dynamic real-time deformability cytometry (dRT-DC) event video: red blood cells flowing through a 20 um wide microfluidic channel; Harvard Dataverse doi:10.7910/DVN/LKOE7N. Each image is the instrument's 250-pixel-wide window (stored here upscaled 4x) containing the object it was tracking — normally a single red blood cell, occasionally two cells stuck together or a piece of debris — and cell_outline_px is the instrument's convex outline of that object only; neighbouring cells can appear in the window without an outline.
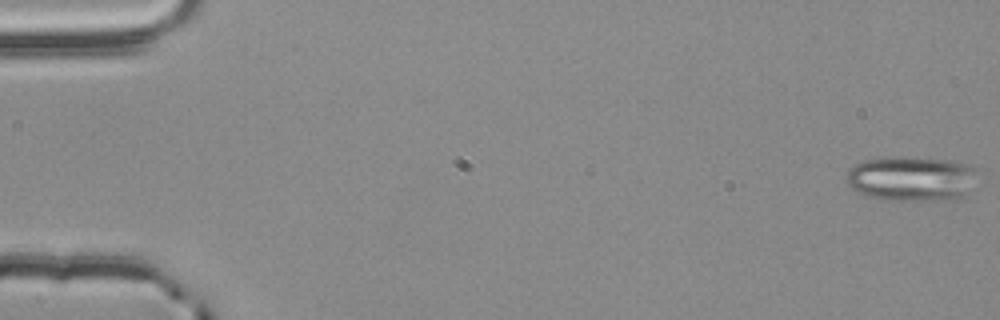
{"species": "common noctule bat (a hibernating species)", "species_latin": "Nyctalus noctula", "temperature_condition": "room temperature", "stored_images_in_passage": 16, "camera_frame_rate_fps": 3000, "um_per_image_px": 0.085, "animal": {"sex": "male", "body_mass_g": 20.4}, "frame": {"image": 1, "passage_image": 1, "time_ms": 0.0, "image_size_px": [1000, 320], "cell_outline_px": [[980, 172], [968, 192], [956, 200], [888, 200], [868, 196], [852, 188], [848, 184], [848, 168], [864, 160], [884, 156], [904, 156], [952, 160], [972, 164], [980, 168]], "centroid_in_image_um": [77.57, 15.15], "position_along_channel_um": 7.4, "area_um2": 35.08}}